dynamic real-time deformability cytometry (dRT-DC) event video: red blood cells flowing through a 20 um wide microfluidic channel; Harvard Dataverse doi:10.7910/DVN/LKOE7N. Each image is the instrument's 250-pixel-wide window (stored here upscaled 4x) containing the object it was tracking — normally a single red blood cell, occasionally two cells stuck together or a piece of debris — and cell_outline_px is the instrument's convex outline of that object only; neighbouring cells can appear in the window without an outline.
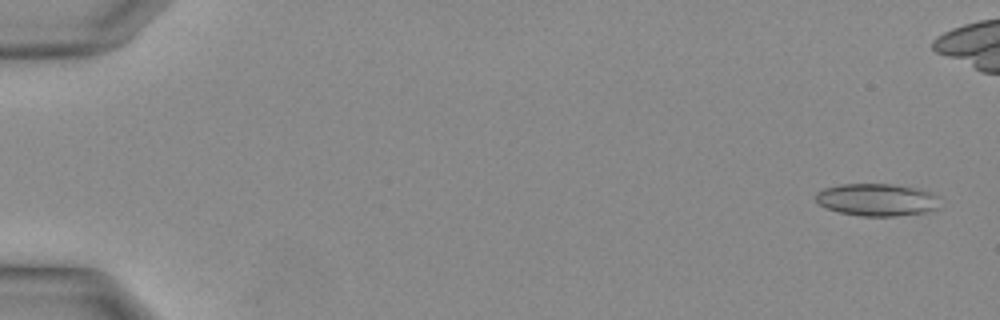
{"species": "Egyptian fruit bat (a non-hibernating species)", "species_latin": "Rousettus aegyptiacus", "temperature_condition": "warm", "stored_images_in_passage": 34, "camera_frame_rate_fps": 3000, "um_per_image_px": 0.085, "animal": {"sex": "female"}, "frame": {"image": 1, "passage_image": 2, "time_ms": 0.333, "image_size_px": [1000, 320], "cell_outline_px": [[940, 208], [928, 212], [896, 216], [860, 216], [840, 212], [828, 208], [820, 204], [816, 200], [816, 192], [824, 188], [840, 184], [892, 184], [912, 188], [928, 192], [936, 196]], "centroid_in_image_um": [74.53, 16.99], "position_along_channel_um": 10.5, "area_um2": 23.24}}
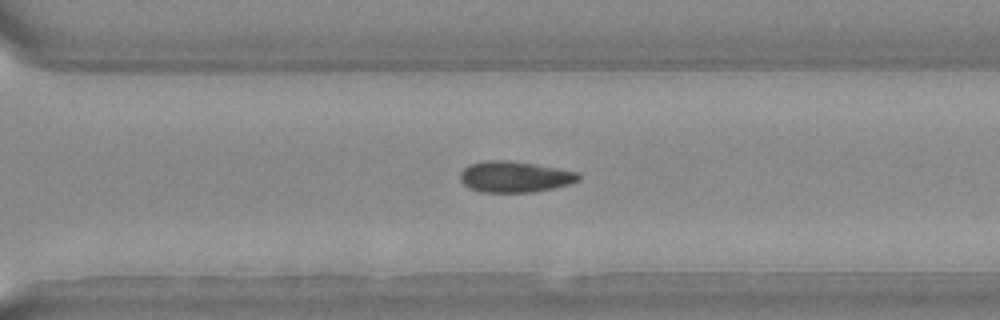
{"frame": {"image": 2, "passage_image": 25, "time_ms": 8.0, "image_size_px": [1000, 320], "cell_outline_px": [[580, 180], [568, 184], [552, 188], [532, 192], [480, 192], [468, 188], [460, 180], [460, 172], [468, 164], [484, 160], [508, 160], [536, 164], [576, 172], [580, 176]], "centroid_in_image_um": [43.69, 15.02], "position_along_channel_um": 326.9, "area_um2": 21.44}}
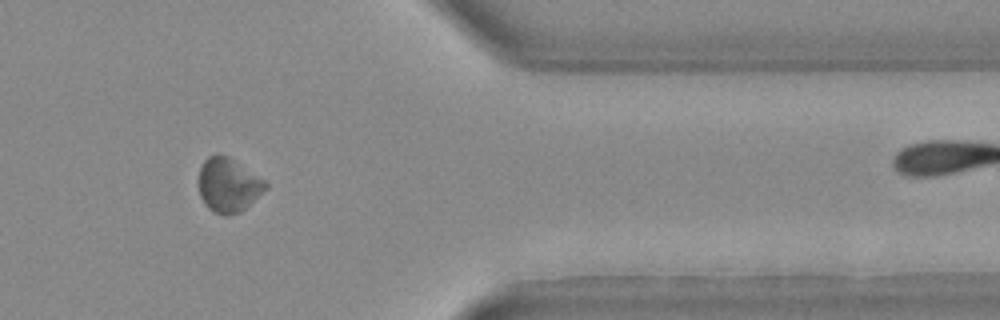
{"frame": {"image": 3, "passage_image": 29, "time_ms": 9.333, "image_size_px": [1000, 320], "cell_outline_px": [[268, 188], [240, 212], [224, 216], [208, 208], [204, 204], [200, 196], [200, 168], [204, 160], [208, 156], [228, 156], [264, 180], [268, 184]], "centroid_in_image_um": [19.42, 15.75], "position_along_channel_um": 392.0, "area_um2": 20.63}}